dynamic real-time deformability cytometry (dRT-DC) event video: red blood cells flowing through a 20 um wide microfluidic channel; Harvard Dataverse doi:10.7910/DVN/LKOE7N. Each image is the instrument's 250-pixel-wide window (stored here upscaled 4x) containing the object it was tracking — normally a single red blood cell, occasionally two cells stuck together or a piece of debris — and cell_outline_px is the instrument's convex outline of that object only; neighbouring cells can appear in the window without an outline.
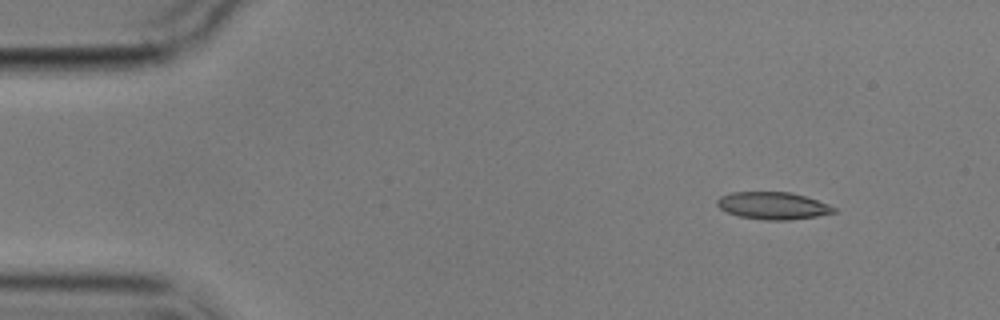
{"species": "common noctule bat (a hibernating species)", "species_latin": "Nyctalus noctula", "temperature_condition": "cold", "stored_images_in_passage": 6, "camera_frame_rate_fps": 3000, "um_per_image_px": 0.085, "animal": {"sex": "male", "body_mass_g": 17.9}, "frame": {"image": 1, "passage_image": 2, "time_ms": 1.0, "image_size_px": [1000, 320], "cell_outline_px": [[836, 212], [816, 216], [788, 220], [768, 220], [740, 216], [728, 212], [720, 208], [716, 204], [716, 200], [720, 196], [732, 192], [792, 192], [828, 204], [836, 208]], "centroid_in_image_um": [65.69, 17.47], "position_along_channel_um": 19.3, "area_um2": 18.38}}
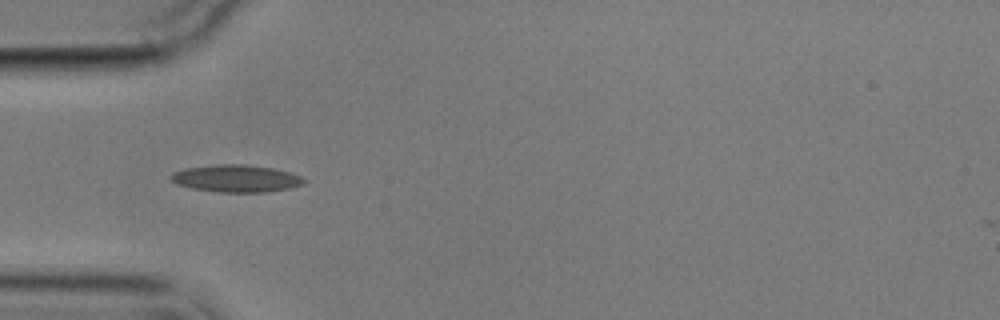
{"frame": {"image": 2, "passage_image": 5, "time_ms": 4.667, "image_size_px": [1000, 320], "cell_outline_px": [[308, 180], [304, 184], [292, 188], [268, 192], [220, 192], [192, 188], [176, 184], [168, 176], [172, 172], [184, 168], [220, 164], [244, 164], [272, 168], [288, 172], [300, 176]], "centroid_in_image_um": [20.08, 15.17], "position_along_channel_um": 64.9, "area_um2": 21.27}}
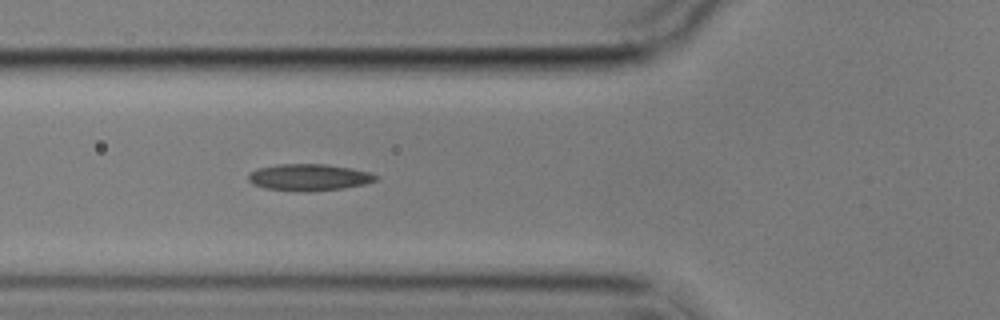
{"frame": {"image": 3, "passage_image": 6, "time_ms": 5.667, "image_size_px": [1000, 320], "cell_outline_px": [[380, 176], [376, 180], [364, 184], [344, 188], [308, 192], [304, 192], [264, 188], [252, 184], [248, 180], [248, 176], [256, 168], [276, 164], [328, 164], [352, 168], [368, 172]], "centroid_in_image_um": [26.26, 15.07], "position_along_channel_um": 99.5, "area_um2": 20.0}}